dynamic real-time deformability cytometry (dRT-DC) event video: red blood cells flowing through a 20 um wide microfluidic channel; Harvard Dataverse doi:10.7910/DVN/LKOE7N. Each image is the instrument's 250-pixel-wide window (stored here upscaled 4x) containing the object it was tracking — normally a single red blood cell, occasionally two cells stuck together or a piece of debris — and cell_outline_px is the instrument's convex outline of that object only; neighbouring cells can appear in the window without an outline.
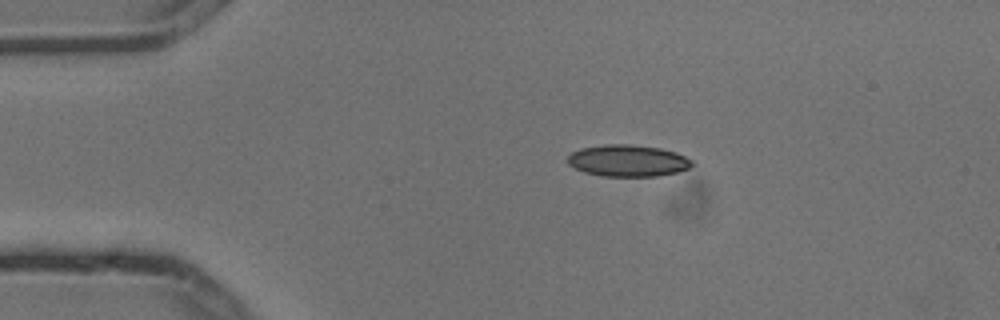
{"species": "common noctule bat (a hibernating species)", "species_latin": "Nyctalus noctula", "temperature_condition": "cold", "stored_images_in_passage": 2, "camera_frame_rate_fps": 3000, "um_per_image_px": 0.085, "animal": {"sex": "male", "body_mass_g": 13.3}, "frame": {"image": 1, "passage_image": 1, "time_ms": 0.0, "image_size_px": [1000, 320], "cell_outline_px": [[696, 164], [688, 168], [676, 172], [656, 176], [604, 176], [584, 172], [568, 164], [568, 156], [572, 152], [580, 148], [608, 144], [628, 144], [660, 148], [676, 152], [692, 160]], "centroid_in_image_um": [53.38, 13.65], "position_along_channel_um": 31.6, "area_um2": 22.89}}